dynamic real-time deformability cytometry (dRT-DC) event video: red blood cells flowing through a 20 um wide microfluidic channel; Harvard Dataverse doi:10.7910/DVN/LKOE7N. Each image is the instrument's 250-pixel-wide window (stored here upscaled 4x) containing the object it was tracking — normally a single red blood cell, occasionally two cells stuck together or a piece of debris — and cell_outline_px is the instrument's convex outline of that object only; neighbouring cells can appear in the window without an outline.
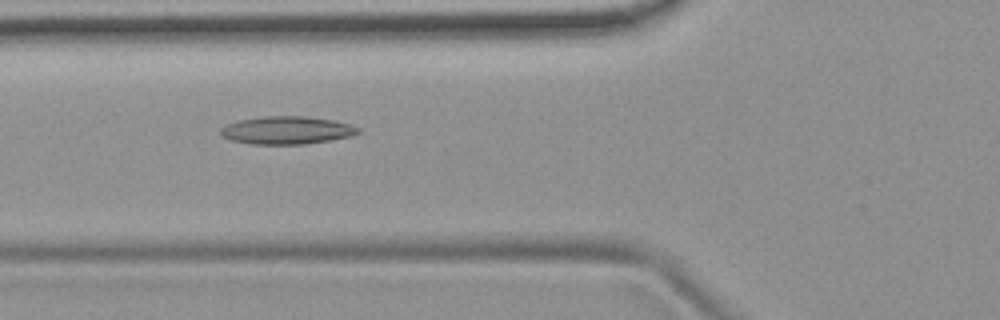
{"species": "common noctule bat (a hibernating species)", "species_latin": "Nyctalus noctula", "temperature_condition": "room temperature", "stored_images_in_passage": 54, "camera_frame_rate_fps": 3000, "um_per_image_px": 0.085, "animal": {"sex": "female", "body_mass_g": 19.9}, "frame": {"image": 1, "passage_image": 20, "time_ms": 6.333, "image_size_px": [1000, 320], "cell_outline_px": [[360, 132], [352, 136], [332, 140], [304, 144], [252, 144], [232, 140], [224, 136], [220, 132], [220, 128], [236, 120], [264, 116], [304, 116], [332, 120], [348, 124], [360, 128]], "centroid_in_image_um": [24.39, 11.07], "position_along_channel_um": 101.4, "area_um2": 22.25}}
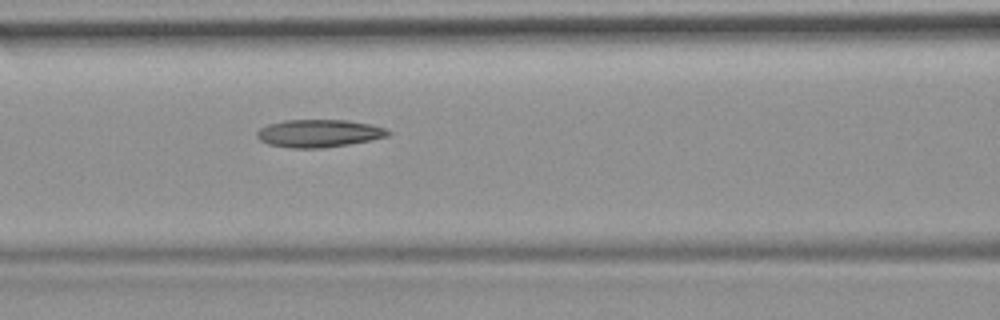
{"frame": {"image": 2, "passage_image": 23, "time_ms": 7.333, "image_size_px": [1000, 320], "cell_outline_px": [[392, 132], [388, 136], [372, 140], [324, 148], [292, 148], [268, 144], [260, 140], [256, 136], [256, 132], [260, 128], [268, 124], [284, 120], [348, 120], [368, 124], [384, 128]], "centroid_in_image_um": [27.09, 11.33], "position_along_channel_um": 139.5, "area_um2": 21.15}}
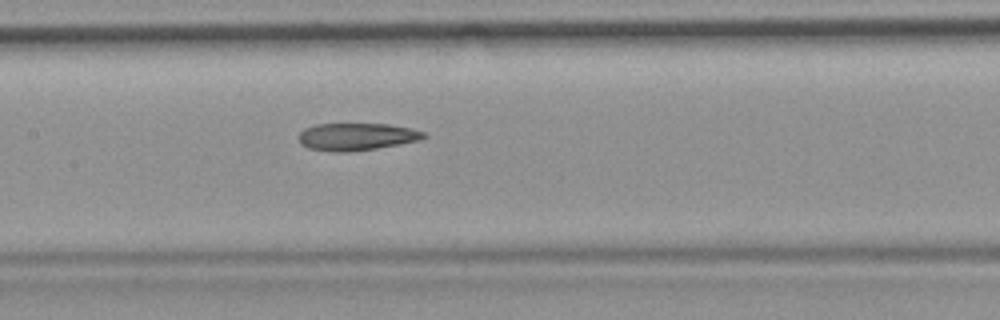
{"frame": {"image": 3, "passage_image": 26, "time_ms": 8.333, "image_size_px": [1000, 320], "cell_outline_px": [[428, 136], [416, 140], [400, 144], [376, 148], [348, 152], [332, 152], [308, 148], [300, 144], [296, 136], [304, 128], [316, 124], [388, 124], [412, 128], [424, 132]], "centroid_in_image_um": [30.25, 11.62], "position_along_channel_um": 177.2, "area_um2": 20.06}, "authors_computed_cell_mechanics": {"area_um2": 21.2415, "velocity_mm_per_s": 3.7745, "shape_relaxation_time_tau1_ms": null, "shape_relaxation_time_tau2_ms": 7.1248, "deformation_change_tau1": null, "deformation_change_tau2": 0.1884}}